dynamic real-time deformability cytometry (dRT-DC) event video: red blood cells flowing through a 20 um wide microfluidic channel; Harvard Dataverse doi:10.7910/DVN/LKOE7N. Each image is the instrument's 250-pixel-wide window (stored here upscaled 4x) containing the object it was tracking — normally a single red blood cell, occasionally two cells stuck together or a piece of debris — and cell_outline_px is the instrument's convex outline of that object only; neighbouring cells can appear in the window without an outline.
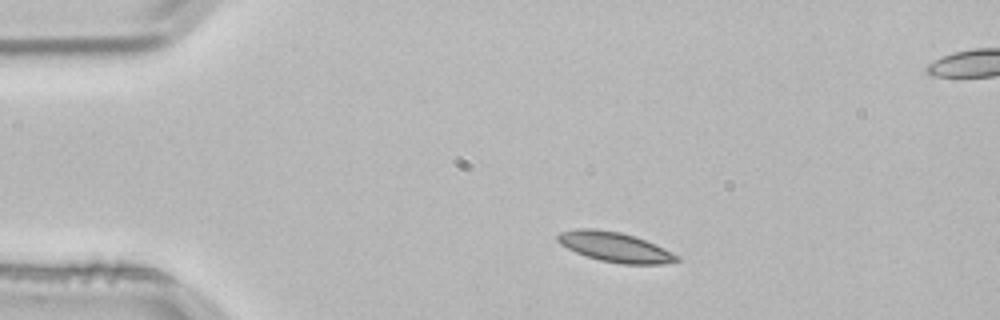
{"species": "common noctule bat (a hibernating species)", "species_latin": "Nyctalus noctula", "temperature_condition": "room temperature", "stored_images_in_passage": 3, "segment_of_instrument_passage": [1, 2], "camera_frame_rate_fps": 3000, "um_per_image_px": 0.085, "animal": {"sex": "male", "body_mass_g": 21.5, "forearm_length_mm": 52.0}, "frame": {"image": 1, "passage_image": 1, "time_ms": 0.0, "image_size_px": [1000, 320], "cell_outline_px": [[680, 260], [660, 264], [624, 264], [600, 260], [576, 252], [560, 244], [556, 240], [556, 236], [560, 232], [576, 228], [592, 228], [620, 232], [644, 240], [664, 248], [680, 256]], "centroid_in_image_um": [52.24, 20.99], "position_along_channel_um": 32.8, "area_um2": 20.46}}